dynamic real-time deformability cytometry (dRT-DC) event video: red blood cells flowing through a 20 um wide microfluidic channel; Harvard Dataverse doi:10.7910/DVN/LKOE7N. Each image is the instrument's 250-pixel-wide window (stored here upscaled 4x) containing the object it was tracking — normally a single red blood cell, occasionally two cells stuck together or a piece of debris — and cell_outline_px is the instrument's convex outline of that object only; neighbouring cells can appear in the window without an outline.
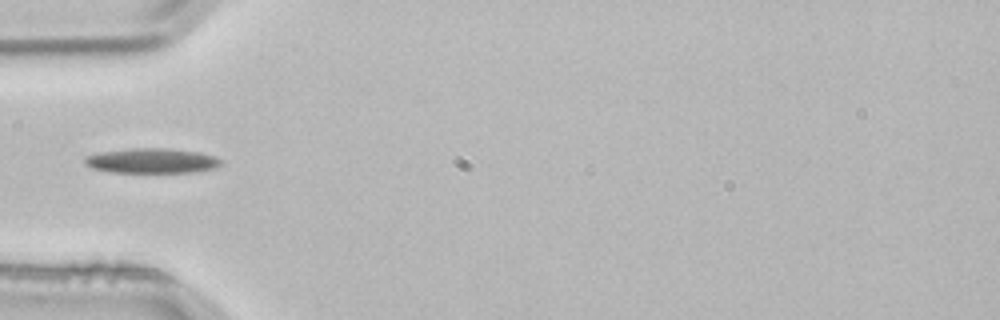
{"species": "common noctule bat (a hibernating species)", "species_latin": "Nyctalus noctula", "temperature_condition": "room temperature", "stored_images_in_passage": 24, "camera_frame_rate_fps": 3000, "um_per_image_px": 0.085, "animal": {"sex": "male", "body_mass_g": 21.5, "forearm_length_mm": 52.0}, "frame": {"image": 1, "passage_image": 1, "time_ms": 0.0, "image_size_px": [1000, 320], "cell_outline_px": [[224, 160], [220, 164], [212, 168], [192, 172], [108, 172], [92, 168], [84, 164], [84, 156], [104, 152], [132, 148], [164, 148], [200, 152], [216, 156]], "centroid_in_image_um": [12.9, 13.66], "position_along_channel_um": 72.1, "area_um2": 19.71}, "authors_computed_cell_mechanics": {"area_um2": 19.3919, "velocity_mm_per_s": 3.8312, "shape_relaxation_time_tau1_ms": null, "shape_relaxation_time_tau2_ms": 10.5864, "deformation_change_tau1": null, "deformation_change_tau2": 0.2137}}